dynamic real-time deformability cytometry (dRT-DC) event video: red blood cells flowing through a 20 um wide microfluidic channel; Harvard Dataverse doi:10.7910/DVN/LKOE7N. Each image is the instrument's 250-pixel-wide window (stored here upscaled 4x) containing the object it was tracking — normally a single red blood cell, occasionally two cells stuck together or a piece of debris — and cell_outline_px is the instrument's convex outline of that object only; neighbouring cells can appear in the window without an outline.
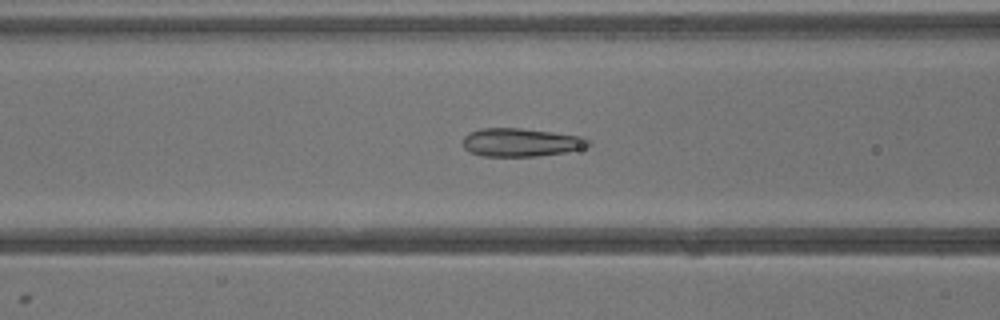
{"species": "common noctule bat (a hibernating species)", "species_latin": "Nyctalus noctula", "temperature_condition": "warm", "stored_images_in_passage": 34, "camera_frame_rate_fps": 3000, "um_per_image_px": 0.085, "animal": {"sex": "male", "body_mass_g": 13.3}, "frame": {"image": 1, "passage_image": 11, "time_ms": 3.333, "image_size_px": [1000, 320], "cell_outline_px": [[592, 144], [580, 148], [564, 152], [536, 156], [484, 156], [472, 152], [464, 148], [464, 136], [468, 132], [480, 128], [520, 128], [584, 136], [592, 140]], "centroid_in_image_um": [44.3, 12.09], "position_along_channel_um": 122.3, "area_um2": 20.63}}
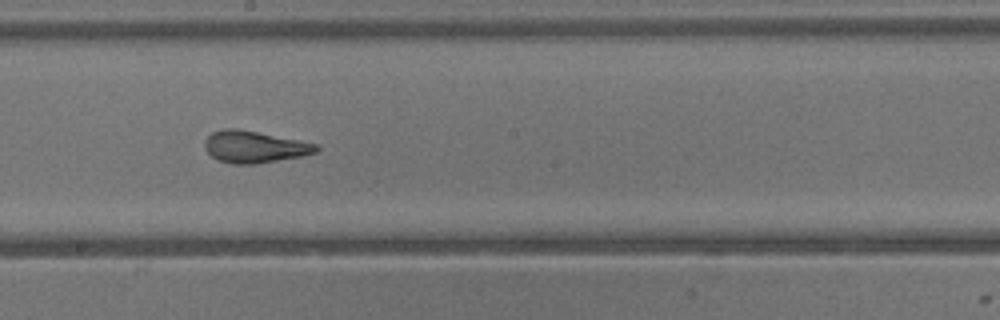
{"frame": {"image": 2, "passage_image": 17, "time_ms": 5.333, "image_size_px": [1000, 320], "cell_outline_px": [[320, 148], [316, 152], [300, 156], [256, 164], [232, 164], [216, 160], [204, 148], [204, 140], [212, 132], [224, 128], [236, 128], [320, 144]], "centroid_in_image_um": [21.6, 12.48], "position_along_channel_um": 226.6, "area_um2": 20.75}}
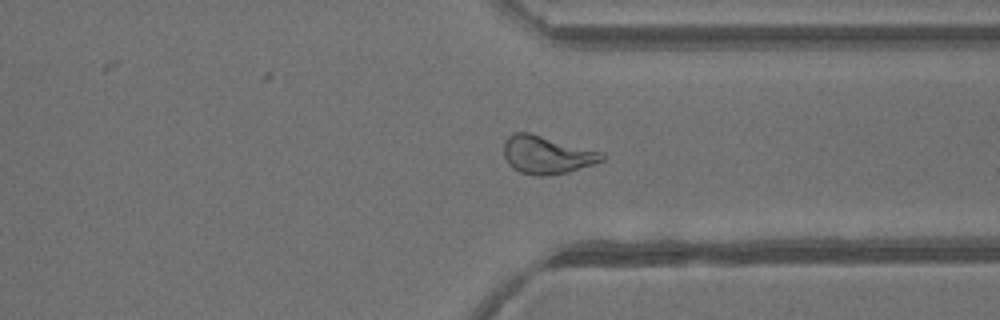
{"frame": {"image": 3, "passage_image": 25, "time_ms": 8.0, "image_size_px": [1000, 320], "cell_outline_px": [[604, 160], [568, 172], [548, 176], [536, 176], [520, 172], [512, 168], [508, 164], [504, 156], [504, 140], [508, 136], [516, 132], [528, 132], [604, 152]], "centroid_in_image_um": [46.46, 13.16], "position_along_channel_um": 364.9, "area_um2": 21.79}}